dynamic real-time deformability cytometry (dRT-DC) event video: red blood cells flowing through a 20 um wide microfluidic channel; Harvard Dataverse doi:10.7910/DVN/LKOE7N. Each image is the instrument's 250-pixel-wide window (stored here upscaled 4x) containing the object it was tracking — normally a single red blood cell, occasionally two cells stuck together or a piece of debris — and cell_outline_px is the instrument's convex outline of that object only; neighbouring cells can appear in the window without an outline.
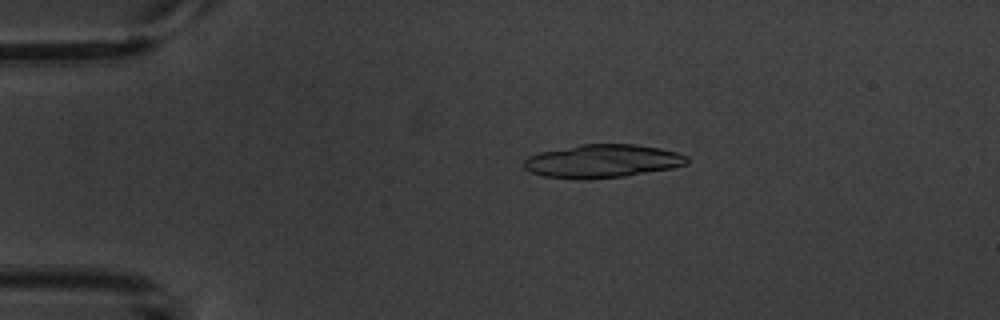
{"species": "common noctule bat (a hibernating species)", "species_latin": "Nyctalus noctula", "temperature_condition": "warm", "stored_images_in_passage": 4, "camera_frame_rate_fps": 3000, "um_per_image_px": 0.085, "animal": {"sex": "male", "body_mass_g": 20.1, "forearm_length_mm": 53.5}, "frame": {"image": 1, "passage_image": 3, "time_ms": 3.0, "image_size_px": [1000, 320], "cell_outline_px": [[688, 164], [672, 168], [624, 176], [588, 180], [580, 180], [544, 176], [532, 172], [524, 168], [524, 160], [528, 156], [540, 152], [580, 144], [636, 144], [660, 148], [676, 152], [688, 156]], "centroid_in_image_um": [51.21, 13.7], "position_along_channel_um": 33.8, "area_um2": 31.79}}